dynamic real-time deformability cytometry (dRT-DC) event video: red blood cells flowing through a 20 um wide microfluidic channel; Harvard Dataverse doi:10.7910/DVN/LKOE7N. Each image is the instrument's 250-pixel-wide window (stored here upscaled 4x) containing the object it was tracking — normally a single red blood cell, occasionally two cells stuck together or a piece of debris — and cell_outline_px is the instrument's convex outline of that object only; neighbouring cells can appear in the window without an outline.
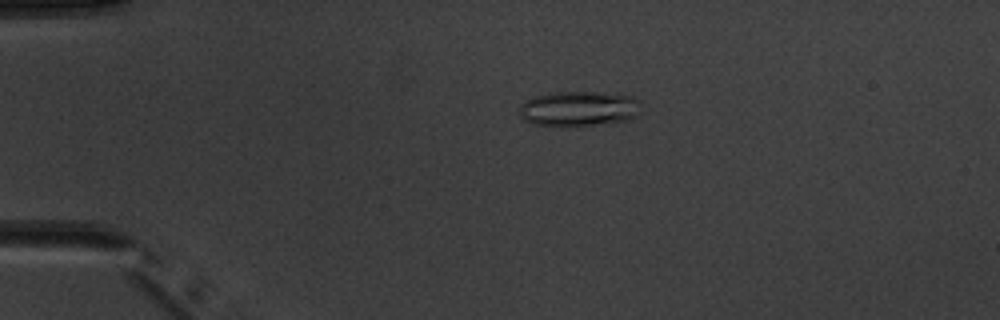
{"species": "common noctule bat (a hibernating species)", "species_latin": "Nyctalus noctula", "temperature_condition": "warm", "stored_images_in_passage": 5, "camera_frame_rate_fps": 3000, "um_per_image_px": 0.085, "animal": {"sex": "male", "body_mass_g": 20.1, "forearm_length_mm": 53.5}, "frame": {"image": 1, "passage_image": 4, "time_ms": 3.667, "image_size_px": [1000, 320], "cell_outline_px": [[640, 100], [636, 116], [628, 120], [580, 128], [564, 128], [532, 124], [524, 120], [520, 116], [520, 104], [532, 96], [556, 92], [620, 92], [632, 96]], "centroid_in_image_um": [49.2, 9.26], "position_along_channel_um": 35.8, "area_um2": 26.01}}